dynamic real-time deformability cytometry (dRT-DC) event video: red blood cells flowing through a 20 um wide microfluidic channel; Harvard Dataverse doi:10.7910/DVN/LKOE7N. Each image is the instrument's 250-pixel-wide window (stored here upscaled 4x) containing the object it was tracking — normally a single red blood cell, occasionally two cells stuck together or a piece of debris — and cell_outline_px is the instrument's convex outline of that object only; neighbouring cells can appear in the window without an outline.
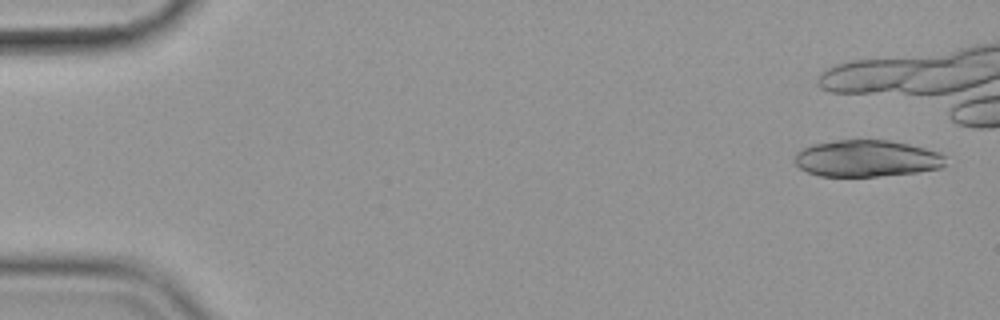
{"species": "common noctule bat (a hibernating species)", "species_latin": "Nyctalus noctula", "temperature_condition": "cold", "stored_images_in_passage": 11, "camera_frame_rate_fps": 3000, "um_per_image_px": 0.085, "animal": {"sex": "female", "body_mass_g": 19.9}, "frame": {"image": 1, "passage_image": 1, "time_ms": 0.0, "image_size_px": [1000, 320], "cell_outline_px": [[944, 168], [916, 172], [880, 176], [820, 176], [808, 172], [800, 168], [796, 164], [796, 152], [812, 144], [836, 140], [888, 140], [908, 144], [924, 148], [936, 152], [944, 156]], "centroid_in_image_um": [73.66, 13.47], "position_along_channel_um": 11.3, "area_um2": 32.02}}